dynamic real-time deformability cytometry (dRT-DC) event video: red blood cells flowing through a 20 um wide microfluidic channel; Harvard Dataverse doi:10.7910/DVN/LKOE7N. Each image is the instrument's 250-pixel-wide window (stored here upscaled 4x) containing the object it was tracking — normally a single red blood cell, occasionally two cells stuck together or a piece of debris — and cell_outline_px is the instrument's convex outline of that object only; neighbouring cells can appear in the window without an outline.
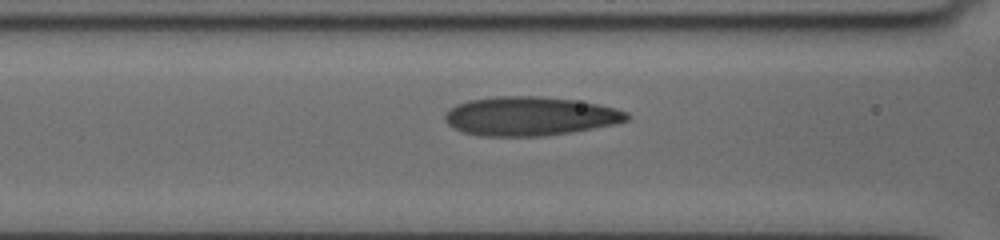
{"species": "human", "species_latin": "Homo sapiens", "temperature_condition": "cold", "stored_images_in_passage": 45, "camera_frame_rate_fps": 3000, "um_per_image_px": 0.085, "donor": {"sex": "female"}, "frame": {"image": 1, "passage_image": 19, "time_ms": 6.0, "image_size_px": [1000, 240], "cell_outline_px": [[628, 120], [612, 124], [572, 132], [544, 136], [480, 136], [464, 132], [448, 124], [444, 120], [444, 116], [456, 104], [468, 100], [496, 96], [540, 96], [572, 100], [596, 104], [616, 108], [628, 112]], "centroid_in_image_um": [45.02, 9.87], "position_along_channel_um": 121.6, "area_um2": 40.98}}
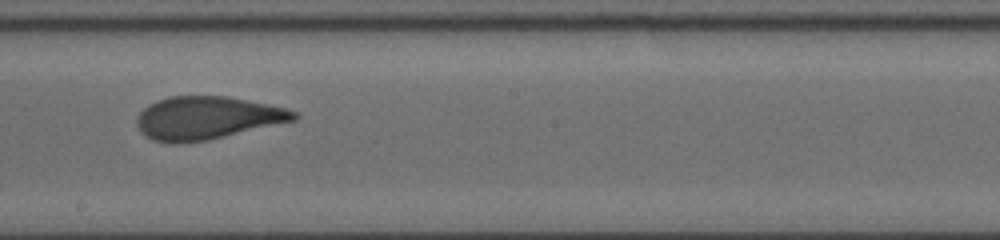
{"frame": {"image": 2, "passage_image": 28, "time_ms": 9.0, "image_size_px": [1000, 240], "cell_outline_px": [[300, 116], [296, 120], [208, 140], [152, 140], [140, 132], [136, 124], [136, 120], [140, 112], [148, 104], [156, 100], [168, 96], [224, 96], [284, 108], [296, 112]], "centroid_in_image_um": [17.59, 9.99], "position_along_channel_um": 230.6, "area_um2": 38.32}}
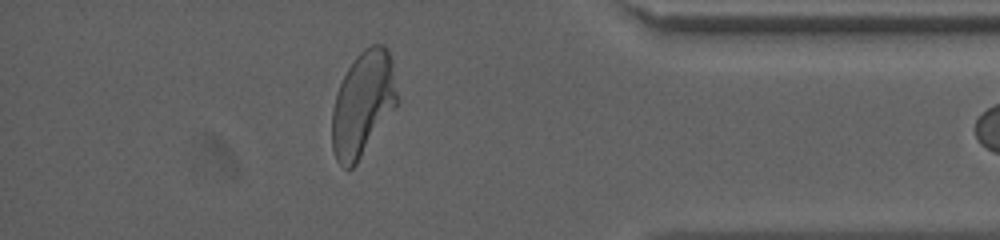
{"frame": {"image": 3, "passage_image": 44, "time_ms": 14.333, "image_size_px": [1000, 240], "cell_outline_px": [[400, 100], [356, 164], [352, 168], [344, 168], [336, 160], [332, 148], [332, 108], [336, 92], [348, 68], [356, 56], [364, 48], [372, 44], [384, 44], [388, 48], [392, 64]], "centroid_in_image_um": [30.85, 8.8], "position_along_channel_um": 404.4, "area_um2": 39.82}}